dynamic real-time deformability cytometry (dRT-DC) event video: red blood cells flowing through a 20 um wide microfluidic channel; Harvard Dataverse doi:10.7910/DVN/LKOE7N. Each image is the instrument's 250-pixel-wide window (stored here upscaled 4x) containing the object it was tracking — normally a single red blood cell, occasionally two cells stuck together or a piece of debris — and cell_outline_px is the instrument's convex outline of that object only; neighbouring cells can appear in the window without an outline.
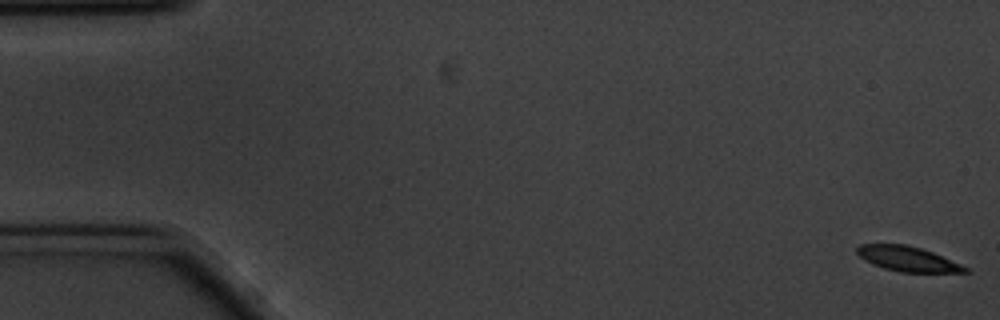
{"species": "common noctule bat (a hibernating species)", "species_latin": "Nyctalus noctula", "temperature_condition": "cold", "stored_images_in_passage": 58, "camera_frame_rate_fps": 3000, "um_per_image_px": 0.085, "animal": {"sex": "male", "body_mass_g": 20.1, "forearm_length_mm": 53.5}, "frame": {"image": 1, "passage_image": 1, "time_ms": 0.0, "image_size_px": [1000, 320], "cell_outline_px": [[972, 272], [900, 272], [884, 268], [872, 264], [864, 260], [856, 252], [856, 248], [860, 244], [904, 244], [920, 248], [932, 252], [960, 264], [968, 268]], "centroid_in_image_um": [77.12, 22.0], "position_along_channel_um": 7.9, "area_um2": 15.55}}
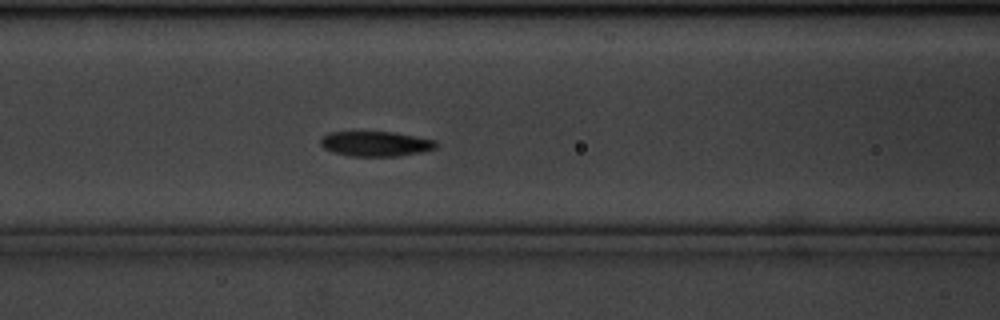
{"frame": {"image": 2, "passage_image": 24, "time_ms": 7.667, "image_size_px": [1000, 320], "cell_outline_px": [[440, 144], [436, 148], [420, 152], [396, 156], [348, 156], [332, 152], [324, 148], [320, 144], [320, 140], [328, 132], [392, 132], [436, 140]], "centroid_in_image_um": [31.93, 12.22], "position_along_channel_um": 134.7, "area_um2": 16.82}}
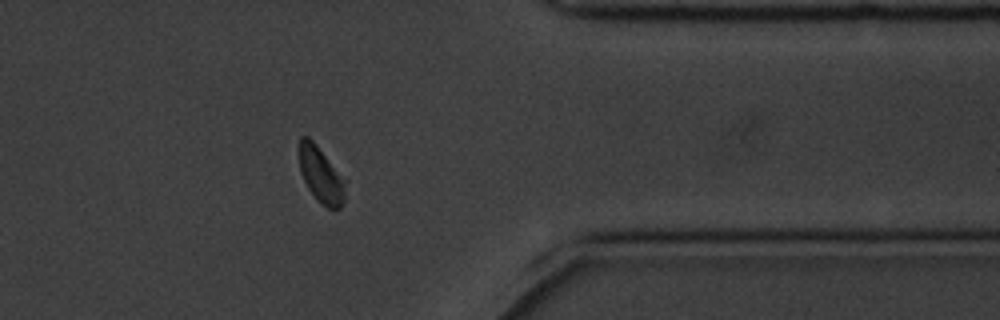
{"frame": {"image": 3, "passage_image": 47, "time_ms": 15.333, "image_size_px": [1000, 320], "cell_outline_px": [[348, 180], [344, 200], [340, 208], [328, 208], [320, 204], [308, 188], [304, 180], [300, 168], [300, 136], [308, 136], [316, 144]], "centroid_in_image_um": [27.34, 14.88], "position_along_channel_um": 384.1, "area_um2": 15.26}, "authors_computed_cell_mechanics": {"area_um2": 16.7909, "velocity_mm_per_s": 3.443, "shape_relaxation_time_tau1_ms": 2.1757, "shape_relaxation_time_tau2_ms": 2.0595, "deformation_change_tau1": 0.1171, "deformation_change_tau2": 0.0539}}